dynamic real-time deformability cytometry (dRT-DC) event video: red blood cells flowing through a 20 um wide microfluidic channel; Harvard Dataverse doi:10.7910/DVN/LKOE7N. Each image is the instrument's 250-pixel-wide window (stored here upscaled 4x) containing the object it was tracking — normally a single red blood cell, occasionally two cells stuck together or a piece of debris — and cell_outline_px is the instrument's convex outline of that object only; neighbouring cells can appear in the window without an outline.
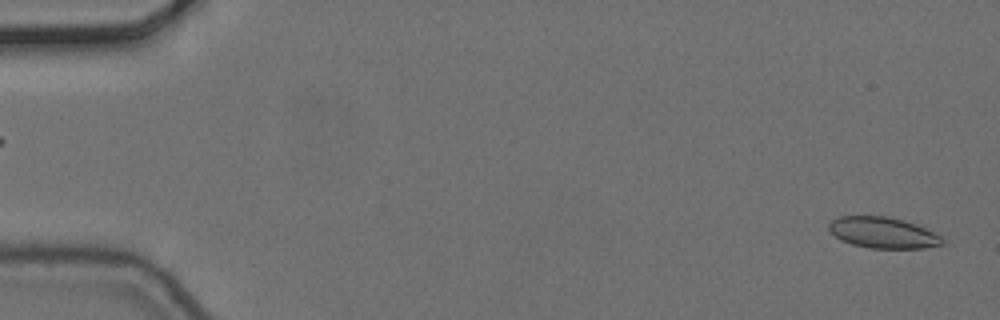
{"species": "common noctule bat (a hibernating species)", "species_latin": "Nyctalus noctula", "temperature_condition": "cold", "stored_images_in_passage": 6, "segment_of_instrument_passage": [2, 2], "camera_frame_rate_fps": 3000, "um_per_image_px": 0.085, "animal": {"sex": "female", "body_mass_g": 24.6, "forearm_length_mm": 56.2}, "frame": {"image": 1, "passage_image": 6, "time_ms": 1.667, "image_size_px": [1000, 320], "cell_outline_px": [[944, 244], [924, 248], [872, 248], [852, 244], [840, 240], [828, 228], [828, 224], [832, 220], [840, 216], [884, 216], [904, 220], [916, 224], [940, 236], [944, 240]], "centroid_in_image_um": [75.04, 19.78], "position_along_channel_um": 10.0, "area_um2": 20.35}}